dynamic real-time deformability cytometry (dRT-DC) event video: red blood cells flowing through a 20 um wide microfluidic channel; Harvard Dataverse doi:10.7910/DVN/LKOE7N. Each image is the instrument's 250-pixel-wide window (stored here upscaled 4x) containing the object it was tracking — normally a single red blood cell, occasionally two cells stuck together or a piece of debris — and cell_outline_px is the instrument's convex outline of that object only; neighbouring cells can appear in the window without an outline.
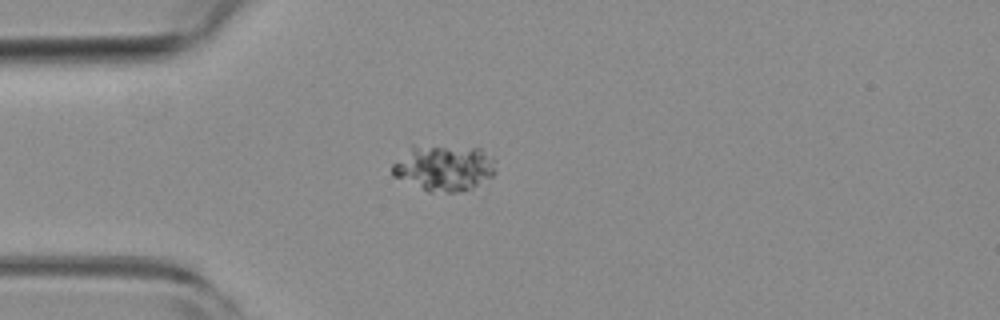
{"species": "common noctule bat (a hibernating species)", "species_latin": "Nyctalus noctula", "temperature_condition": "room temperature", "stored_images_in_passage": 55, "camera_frame_rate_fps": 3000, "um_per_image_px": 0.085, "animal": {"sex": "female", "body_mass_g": 19.3, "forearm_length_mm": 54.1}, "frame": {"image": 1, "passage_image": 15, "time_ms": 4.667, "image_size_px": [1000, 320], "cell_outline_px": [[496, 172], [492, 176], [472, 188], [456, 192], [428, 192], [392, 176], [392, 164], [412, 144], [480, 148], [492, 156]], "centroid_in_image_um": [37.7, 14.25], "position_along_channel_um": 47.3, "area_um2": 28.09}}
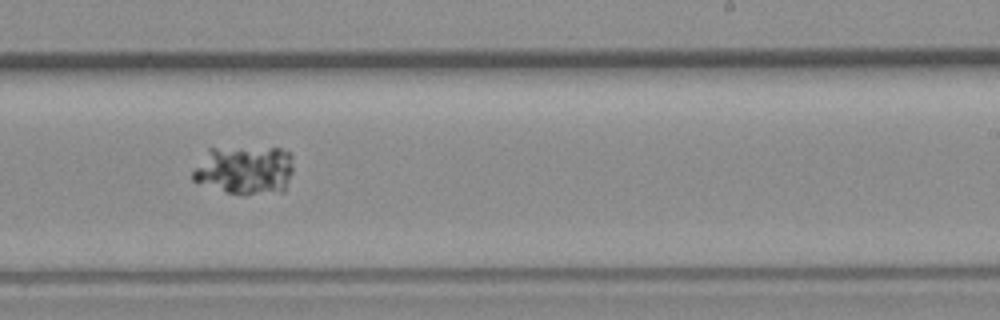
{"frame": {"image": 2, "passage_image": 34, "time_ms": 11.0, "image_size_px": [1000, 320], "cell_outline_px": [[292, 172], [284, 192], [244, 196], [224, 192], [192, 180], [192, 172], [208, 148], [280, 148], [292, 152]], "centroid_in_image_um": [20.83, 14.48], "position_along_channel_um": 268.2, "area_um2": 29.13}}
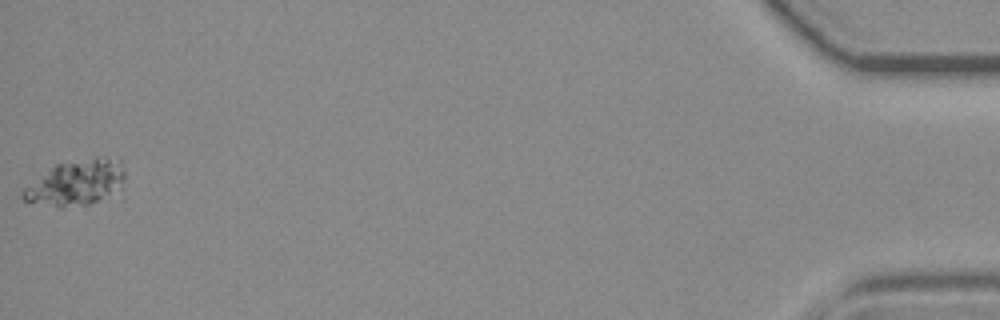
{"frame": {"image": 3, "passage_image": 55, "time_ms": 18.0, "image_size_px": [1000, 320], "cell_outline_px": [[124, 176], [108, 192], [96, 200], [88, 204], [64, 208], [60, 208], [28, 204], [20, 196], [20, 192], [36, 172], [56, 164], [96, 156], [104, 156], [120, 160], [124, 172]], "centroid_in_image_um": [6.22, 15.51], "position_along_channel_um": 429.0, "area_um2": 27.22}}